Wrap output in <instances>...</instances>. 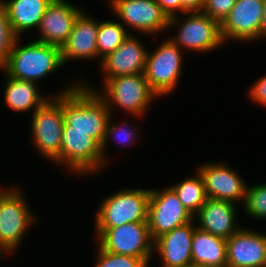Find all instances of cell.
Returning <instances> with one entry per match:
<instances>
[{"instance_id": "obj_11", "label": "cell", "mask_w": 266, "mask_h": 267, "mask_svg": "<svg viewBox=\"0 0 266 267\" xmlns=\"http://www.w3.org/2000/svg\"><path fill=\"white\" fill-rule=\"evenodd\" d=\"M193 219L171 186L161 190L150 189L147 223L153 241Z\"/></svg>"}, {"instance_id": "obj_14", "label": "cell", "mask_w": 266, "mask_h": 267, "mask_svg": "<svg viewBox=\"0 0 266 267\" xmlns=\"http://www.w3.org/2000/svg\"><path fill=\"white\" fill-rule=\"evenodd\" d=\"M196 169L203 178L208 198L244 203L248 185L236 169L222 161L199 164Z\"/></svg>"}, {"instance_id": "obj_5", "label": "cell", "mask_w": 266, "mask_h": 267, "mask_svg": "<svg viewBox=\"0 0 266 267\" xmlns=\"http://www.w3.org/2000/svg\"><path fill=\"white\" fill-rule=\"evenodd\" d=\"M20 189L0 187V258L17 251L23 236L37 220Z\"/></svg>"}, {"instance_id": "obj_3", "label": "cell", "mask_w": 266, "mask_h": 267, "mask_svg": "<svg viewBox=\"0 0 266 267\" xmlns=\"http://www.w3.org/2000/svg\"><path fill=\"white\" fill-rule=\"evenodd\" d=\"M81 83L95 91L105 101L112 116V107H118L127 115L129 113V116L143 117L149 106H152V101L159 98L145 79L144 73L109 78L103 82L104 87L101 91L83 80Z\"/></svg>"}, {"instance_id": "obj_13", "label": "cell", "mask_w": 266, "mask_h": 267, "mask_svg": "<svg viewBox=\"0 0 266 267\" xmlns=\"http://www.w3.org/2000/svg\"><path fill=\"white\" fill-rule=\"evenodd\" d=\"M264 0H236L220 24L223 42L228 40L249 43L260 39Z\"/></svg>"}, {"instance_id": "obj_29", "label": "cell", "mask_w": 266, "mask_h": 267, "mask_svg": "<svg viewBox=\"0 0 266 267\" xmlns=\"http://www.w3.org/2000/svg\"><path fill=\"white\" fill-rule=\"evenodd\" d=\"M4 3L0 0V66L5 62L16 40Z\"/></svg>"}, {"instance_id": "obj_32", "label": "cell", "mask_w": 266, "mask_h": 267, "mask_svg": "<svg viewBox=\"0 0 266 267\" xmlns=\"http://www.w3.org/2000/svg\"><path fill=\"white\" fill-rule=\"evenodd\" d=\"M164 13L169 17H175L180 12L182 13V1L181 0H155Z\"/></svg>"}, {"instance_id": "obj_2", "label": "cell", "mask_w": 266, "mask_h": 267, "mask_svg": "<svg viewBox=\"0 0 266 267\" xmlns=\"http://www.w3.org/2000/svg\"><path fill=\"white\" fill-rule=\"evenodd\" d=\"M20 40L16 38L9 55L0 66L7 76L37 83L63 67L60 47L36 40L21 46Z\"/></svg>"}, {"instance_id": "obj_7", "label": "cell", "mask_w": 266, "mask_h": 267, "mask_svg": "<svg viewBox=\"0 0 266 267\" xmlns=\"http://www.w3.org/2000/svg\"><path fill=\"white\" fill-rule=\"evenodd\" d=\"M97 244L113 254L142 258L148 265L154 253L147 222H133L116 228H95Z\"/></svg>"}, {"instance_id": "obj_9", "label": "cell", "mask_w": 266, "mask_h": 267, "mask_svg": "<svg viewBox=\"0 0 266 267\" xmlns=\"http://www.w3.org/2000/svg\"><path fill=\"white\" fill-rule=\"evenodd\" d=\"M182 51L167 38L155 50L148 52L144 76L159 97L171 94L177 87L182 74Z\"/></svg>"}, {"instance_id": "obj_12", "label": "cell", "mask_w": 266, "mask_h": 267, "mask_svg": "<svg viewBox=\"0 0 266 267\" xmlns=\"http://www.w3.org/2000/svg\"><path fill=\"white\" fill-rule=\"evenodd\" d=\"M108 5L126 30L151 36L169 30V17L155 0H109Z\"/></svg>"}, {"instance_id": "obj_15", "label": "cell", "mask_w": 266, "mask_h": 267, "mask_svg": "<svg viewBox=\"0 0 266 267\" xmlns=\"http://www.w3.org/2000/svg\"><path fill=\"white\" fill-rule=\"evenodd\" d=\"M147 49L134 33L129 34L114 52L101 59L99 66L103 82L117 76L144 73Z\"/></svg>"}, {"instance_id": "obj_22", "label": "cell", "mask_w": 266, "mask_h": 267, "mask_svg": "<svg viewBox=\"0 0 266 267\" xmlns=\"http://www.w3.org/2000/svg\"><path fill=\"white\" fill-rule=\"evenodd\" d=\"M6 8L11 29L17 38L39 28L41 18L52 0H1ZM21 35V36H20Z\"/></svg>"}, {"instance_id": "obj_18", "label": "cell", "mask_w": 266, "mask_h": 267, "mask_svg": "<svg viewBox=\"0 0 266 267\" xmlns=\"http://www.w3.org/2000/svg\"><path fill=\"white\" fill-rule=\"evenodd\" d=\"M195 219L176 227L154 241V253L159 254L161 267L192 266V238L196 228ZM156 251V252H155Z\"/></svg>"}, {"instance_id": "obj_24", "label": "cell", "mask_w": 266, "mask_h": 267, "mask_svg": "<svg viewBox=\"0 0 266 267\" xmlns=\"http://www.w3.org/2000/svg\"><path fill=\"white\" fill-rule=\"evenodd\" d=\"M184 207L194 216L208 199L204 181L198 170L193 177H186L171 185Z\"/></svg>"}, {"instance_id": "obj_25", "label": "cell", "mask_w": 266, "mask_h": 267, "mask_svg": "<svg viewBox=\"0 0 266 267\" xmlns=\"http://www.w3.org/2000/svg\"><path fill=\"white\" fill-rule=\"evenodd\" d=\"M131 32V30H126L120 22L114 20L98 21L97 50L99 63L107 54L114 52Z\"/></svg>"}, {"instance_id": "obj_8", "label": "cell", "mask_w": 266, "mask_h": 267, "mask_svg": "<svg viewBox=\"0 0 266 267\" xmlns=\"http://www.w3.org/2000/svg\"><path fill=\"white\" fill-rule=\"evenodd\" d=\"M186 17L169 18V29L178 25L175 36L170 39L181 49L194 52H212L223 45L220 24L203 12H186ZM189 15V16H188ZM182 22H180V20Z\"/></svg>"}, {"instance_id": "obj_19", "label": "cell", "mask_w": 266, "mask_h": 267, "mask_svg": "<svg viewBox=\"0 0 266 267\" xmlns=\"http://www.w3.org/2000/svg\"><path fill=\"white\" fill-rule=\"evenodd\" d=\"M98 20L84 10L78 15L67 41L61 46L63 65L71 60H94L97 50Z\"/></svg>"}, {"instance_id": "obj_4", "label": "cell", "mask_w": 266, "mask_h": 267, "mask_svg": "<svg viewBox=\"0 0 266 267\" xmlns=\"http://www.w3.org/2000/svg\"><path fill=\"white\" fill-rule=\"evenodd\" d=\"M81 81H73L62 91L52 94L51 97L39 107L31 117V141L33 147L46 159L60 165V147L64 127L62 112V93L74 89Z\"/></svg>"}, {"instance_id": "obj_30", "label": "cell", "mask_w": 266, "mask_h": 267, "mask_svg": "<svg viewBox=\"0 0 266 267\" xmlns=\"http://www.w3.org/2000/svg\"><path fill=\"white\" fill-rule=\"evenodd\" d=\"M235 2L236 0H205L202 12L221 24Z\"/></svg>"}, {"instance_id": "obj_28", "label": "cell", "mask_w": 266, "mask_h": 267, "mask_svg": "<svg viewBox=\"0 0 266 267\" xmlns=\"http://www.w3.org/2000/svg\"><path fill=\"white\" fill-rule=\"evenodd\" d=\"M97 248L95 267H149L142 258L113 254L103 250L98 244Z\"/></svg>"}, {"instance_id": "obj_6", "label": "cell", "mask_w": 266, "mask_h": 267, "mask_svg": "<svg viewBox=\"0 0 266 267\" xmlns=\"http://www.w3.org/2000/svg\"><path fill=\"white\" fill-rule=\"evenodd\" d=\"M150 189L124 188L104 197L96 212L94 228H116L147 222Z\"/></svg>"}, {"instance_id": "obj_1", "label": "cell", "mask_w": 266, "mask_h": 267, "mask_svg": "<svg viewBox=\"0 0 266 267\" xmlns=\"http://www.w3.org/2000/svg\"><path fill=\"white\" fill-rule=\"evenodd\" d=\"M63 131H80L103 144L111 116L105 101L93 90L79 83L62 93Z\"/></svg>"}, {"instance_id": "obj_17", "label": "cell", "mask_w": 266, "mask_h": 267, "mask_svg": "<svg viewBox=\"0 0 266 267\" xmlns=\"http://www.w3.org/2000/svg\"><path fill=\"white\" fill-rule=\"evenodd\" d=\"M227 267H266V233L241 227L227 239Z\"/></svg>"}, {"instance_id": "obj_20", "label": "cell", "mask_w": 266, "mask_h": 267, "mask_svg": "<svg viewBox=\"0 0 266 267\" xmlns=\"http://www.w3.org/2000/svg\"><path fill=\"white\" fill-rule=\"evenodd\" d=\"M237 212L235 203L208 198L193 217L198 218V229L228 239L241 227L236 224Z\"/></svg>"}, {"instance_id": "obj_26", "label": "cell", "mask_w": 266, "mask_h": 267, "mask_svg": "<svg viewBox=\"0 0 266 267\" xmlns=\"http://www.w3.org/2000/svg\"><path fill=\"white\" fill-rule=\"evenodd\" d=\"M112 117L113 116L111 115L109 120H108L105 139H104L103 144L101 145V152H102V156L104 158V168H105V166H107L109 164V161H108L109 157H108L106 148L108 146L107 143L110 140H113L115 142L119 141V144H121L124 147L125 146L127 147L128 145L129 146L132 144L134 145L135 141H137L136 138L138 136L137 135L138 129L135 126V124L131 126V125H128L130 123L122 122V124L115 125V123H112V121H111V120H113Z\"/></svg>"}, {"instance_id": "obj_16", "label": "cell", "mask_w": 266, "mask_h": 267, "mask_svg": "<svg viewBox=\"0 0 266 267\" xmlns=\"http://www.w3.org/2000/svg\"><path fill=\"white\" fill-rule=\"evenodd\" d=\"M68 0H52L41 18L39 38L34 40L45 44L61 46L67 41L82 8Z\"/></svg>"}, {"instance_id": "obj_23", "label": "cell", "mask_w": 266, "mask_h": 267, "mask_svg": "<svg viewBox=\"0 0 266 267\" xmlns=\"http://www.w3.org/2000/svg\"><path fill=\"white\" fill-rule=\"evenodd\" d=\"M5 76L4 103L15 112L34 113L50 98L49 95L46 97L40 93L36 82L17 80L6 74Z\"/></svg>"}, {"instance_id": "obj_10", "label": "cell", "mask_w": 266, "mask_h": 267, "mask_svg": "<svg viewBox=\"0 0 266 267\" xmlns=\"http://www.w3.org/2000/svg\"><path fill=\"white\" fill-rule=\"evenodd\" d=\"M60 165L72 174L92 175L103 171L101 145L86 132L63 131L60 147Z\"/></svg>"}, {"instance_id": "obj_34", "label": "cell", "mask_w": 266, "mask_h": 267, "mask_svg": "<svg viewBox=\"0 0 266 267\" xmlns=\"http://www.w3.org/2000/svg\"><path fill=\"white\" fill-rule=\"evenodd\" d=\"M263 37H266V0L263 3V17L260 28V39H263Z\"/></svg>"}, {"instance_id": "obj_31", "label": "cell", "mask_w": 266, "mask_h": 267, "mask_svg": "<svg viewBox=\"0 0 266 267\" xmlns=\"http://www.w3.org/2000/svg\"><path fill=\"white\" fill-rule=\"evenodd\" d=\"M248 93L249 99L266 107V74L250 86Z\"/></svg>"}, {"instance_id": "obj_33", "label": "cell", "mask_w": 266, "mask_h": 267, "mask_svg": "<svg viewBox=\"0 0 266 267\" xmlns=\"http://www.w3.org/2000/svg\"><path fill=\"white\" fill-rule=\"evenodd\" d=\"M182 14L186 12H202L205 0H181Z\"/></svg>"}, {"instance_id": "obj_21", "label": "cell", "mask_w": 266, "mask_h": 267, "mask_svg": "<svg viewBox=\"0 0 266 267\" xmlns=\"http://www.w3.org/2000/svg\"><path fill=\"white\" fill-rule=\"evenodd\" d=\"M192 266L227 267V239L194 229L192 238Z\"/></svg>"}, {"instance_id": "obj_27", "label": "cell", "mask_w": 266, "mask_h": 267, "mask_svg": "<svg viewBox=\"0 0 266 267\" xmlns=\"http://www.w3.org/2000/svg\"><path fill=\"white\" fill-rule=\"evenodd\" d=\"M244 214L255 220L266 219V183L248 185L244 203Z\"/></svg>"}]
</instances>
